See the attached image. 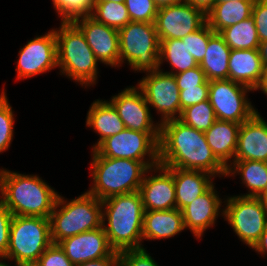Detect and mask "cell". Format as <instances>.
<instances>
[{
	"label": "cell",
	"mask_w": 267,
	"mask_h": 266,
	"mask_svg": "<svg viewBox=\"0 0 267 266\" xmlns=\"http://www.w3.org/2000/svg\"><path fill=\"white\" fill-rule=\"evenodd\" d=\"M159 165L183 170H201L226 177L227 167L209 147L204 132L178 119L160 124Z\"/></svg>",
	"instance_id": "6da1fadb"
},
{
	"label": "cell",
	"mask_w": 267,
	"mask_h": 266,
	"mask_svg": "<svg viewBox=\"0 0 267 266\" xmlns=\"http://www.w3.org/2000/svg\"><path fill=\"white\" fill-rule=\"evenodd\" d=\"M58 195L38 175L0 168V200L12 215L50 218Z\"/></svg>",
	"instance_id": "7a4b0ae2"
},
{
	"label": "cell",
	"mask_w": 267,
	"mask_h": 266,
	"mask_svg": "<svg viewBox=\"0 0 267 266\" xmlns=\"http://www.w3.org/2000/svg\"><path fill=\"white\" fill-rule=\"evenodd\" d=\"M144 211L139 191L102 200V226L115 252L144 248Z\"/></svg>",
	"instance_id": "3957f363"
},
{
	"label": "cell",
	"mask_w": 267,
	"mask_h": 266,
	"mask_svg": "<svg viewBox=\"0 0 267 266\" xmlns=\"http://www.w3.org/2000/svg\"><path fill=\"white\" fill-rule=\"evenodd\" d=\"M90 176L92 184L86 192L99 200L114 195L139 191L148 168L138 160L101 156L92 150Z\"/></svg>",
	"instance_id": "277c9868"
},
{
	"label": "cell",
	"mask_w": 267,
	"mask_h": 266,
	"mask_svg": "<svg viewBox=\"0 0 267 266\" xmlns=\"http://www.w3.org/2000/svg\"><path fill=\"white\" fill-rule=\"evenodd\" d=\"M54 31L57 39L59 74L85 88L96 85L99 61L87 44L82 31L73 22H61L60 27Z\"/></svg>",
	"instance_id": "5b68a950"
},
{
	"label": "cell",
	"mask_w": 267,
	"mask_h": 266,
	"mask_svg": "<svg viewBox=\"0 0 267 266\" xmlns=\"http://www.w3.org/2000/svg\"><path fill=\"white\" fill-rule=\"evenodd\" d=\"M58 195L50 215L52 243L102 227V201L84 192L68 201ZM60 208V209H59Z\"/></svg>",
	"instance_id": "8992f818"
},
{
	"label": "cell",
	"mask_w": 267,
	"mask_h": 266,
	"mask_svg": "<svg viewBox=\"0 0 267 266\" xmlns=\"http://www.w3.org/2000/svg\"><path fill=\"white\" fill-rule=\"evenodd\" d=\"M51 244L50 218L13 215L5 258L33 266Z\"/></svg>",
	"instance_id": "52a82bcc"
},
{
	"label": "cell",
	"mask_w": 267,
	"mask_h": 266,
	"mask_svg": "<svg viewBox=\"0 0 267 266\" xmlns=\"http://www.w3.org/2000/svg\"><path fill=\"white\" fill-rule=\"evenodd\" d=\"M120 66H128L137 72L159 69L160 40L155 23L130 21L118 30Z\"/></svg>",
	"instance_id": "ba28073f"
},
{
	"label": "cell",
	"mask_w": 267,
	"mask_h": 266,
	"mask_svg": "<svg viewBox=\"0 0 267 266\" xmlns=\"http://www.w3.org/2000/svg\"><path fill=\"white\" fill-rule=\"evenodd\" d=\"M223 218L250 249L267 227V209L259 197L226 196Z\"/></svg>",
	"instance_id": "9c48e42d"
},
{
	"label": "cell",
	"mask_w": 267,
	"mask_h": 266,
	"mask_svg": "<svg viewBox=\"0 0 267 266\" xmlns=\"http://www.w3.org/2000/svg\"><path fill=\"white\" fill-rule=\"evenodd\" d=\"M160 133L125 128L103 140L95 150L103 157L141 161L148 169L159 165Z\"/></svg>",
	"instance_id": "30bf717a"
},
{
	"label": "cell",
	"mask_w": 267,
	"mask_h": 266,
	"mask_svg": "<svg viewBox=\"0 0 267 266\" xmlns=\"http://www.w3.org/2000/svg\"><path fill=\"white\" fill-rule=\"evenodd\" d=\"M252 89L232 80L209 81V101L218 120L242 124L258 109L254 108L247 93Z\"/></svg>",
	"instance_id": "8fae6325"
},
{
	"label": "cell",
	"mask_w": 267,
	"mask_h": 266,
	"mask_svg": "<svg viewBox=\"0 0 267 266\" xmlns=\"http://www.w3.org/2000/svg\"><path fill=\"white\" fill-rule=\"evenodd\" d=\"M149 107L157 110L161 124L180 117V91L173 74L163 69L146 72L137 83Z\"/></svg>",
	"instance_id": "7c38bea8"
},
{
	"label": "cell",
	"mask_w": 267,
	"mask_h": 266,
	"mask_svg": "<svg viewBox=\"0 0 267 266\" xmlns=\"http://www.w3.org/2000/svg\"><path fill=\"white\" fill-rule=\"evenodd\" d=\"M16 79L24 80L54 70L57 66V39L54 28L30 39L20 48Z\"/></svg>",
	"instance_id": "4fadbf2b"
},
{
	"label": "cell",
	"mask_w": 267,
	"mask_h": 266,
	"mask_svg": "<svg viewBox=\"0 0 267 266\" xmlns=\"http://www.w3.org/2000/svg\"><path fill=\"white\" fill-rule=\"evenodd\" d=\"M207 22L206 14L189 3L158 8L155 26L159 40L182 39Z\"/></svg>",
	"instance_id": "5bb4252c"
},
{
	"label": "cell",
	"mask_w": 267,
	"mask_h": 266,
	"mask_svg": "<svg viewBox=\"0 0 267 266\" xmlns=\"http://www.w3.org/2000/svg\"><path fill=\"white\" fill-rule=\"evenodd\" d=\"M125 128L143 133H160V123L153 120L151 109L138 86H127L109 101Z\"/></svg>",
	"instance_id": "9a60e30c"
},
{
	"label": "cell",
	"mask_w": 267,
	"mask_h": 266,
	"mask_svg": "<svg viewBox=\"0 0 267 266\" xmlns=\"http://www.w3.org/2000/svg\"><path fill=\"white\" fill-rule=\"evenodd\" d=\"M83 33L96 59L110 67H120L118 30L96 21L91 16H83L72 21Z\"/></svg>",
	"instance_id": "2e32d148"
},
{
	"label": "cell",
	"mask_w": 267,
	"mask_h": 266,
	"mask_svg": "<svg viewBox=\"0 0 267 266\" xmlns=\"http://www.w3.org/2000/svg\"><path fill=\"white\" fill-rule=\"evenodd\" d=\"M139 193L145 211L175 209L173 168L162 165L149 168L144 174Z\"/></svg>",
	"instance_id": "e0dca14e"
},
{
	"label": "cell",
	"mask_w": 267,
	"mask_h": 266,
	"mask_svg": "<svg viewBox=\"0 0 267 266\" xmlns=\"http://www.w3.org/2000/svg\"><path fill=\"white\" fill-rule=\"evenodd\" d=\"M218 193L214 183L182 210L185 230H190L197 239H202L204 232L215 226L219 216L223 217L222 204L225 199L219 198L221 196Z\"/></svg>",
	"instance_id": "ac0fdd59"
},
{
	"label": "cell",
	"mask_w": 267,
	"mask_h": 266,
	"mask_svg": "<svg viewBox=\"0 0 267 266\" xmlns=\"http://www.w3.org/2000/svg\"><path fill=\"white\" fill-rule=\"evenodd\" d=\"M58 244L74 265L105 257H119L118 252L109 245L103 226L66 238Z\"/></svg>",
	"instance_id": "d6986e66"
},
{
	"label": "cell",
	"mask_w": 267,
	"mask_h": 266,
	"mask_svg": "<svg viewBox=\"0 0 267 266\" xmlns=\"http://www.w3.org/2000/svg\"><path fill=\"white\" fill-rule=\"evenodd\" d=\"M244 160L267 163V122L258 111L240 125L234 161Z\"/></svg>",
	"instance_id": "ffe728a7"
},
{
	"label": "cell",
	"mask_w": 267,
	"mask_h": 266,
	"mask_svg": "<svg viewBox=\"0 0 267 266\" xmlns=\"http://www.w3.org/2000/svg\"><path fill=\"white\" fill-rule=\"evenodd\" d=\"M264 65L259 49L231 50L229 80L247 86L254 91L262 82Z\"/></svg>",
	"instance_id": "44dd1931"
},
{
	"label": "cell",
	"mask_w": 267,
	"mask_h": 266,
	"mask_svg": "<svg viewBox=\"0 0 267 266\" xmlns=\"http://www.w3.org/2000/svg\"><path fill=\"white\" fill-rule=\"evenodd\" d=\"M176 208L183 210L188 204L205 193L214 183L212 174L201 170L173 168Z\"/></svg>",
	"instance_id": "7402d4cb"
},
{
	"label": "cell",
	"mask_w": 267,
	"mask_h": 266,
	"mask_svg": "<svg viewBox=\"0 0 267 266\" xmlns=\"http://www.w3.org/2000/svg\"><path fill=\"white\" fill-rule=\"evenodd\" d=\"M185 230L183 214L177 208L171 210L144 211L143 240L172 238Z\"/></svg>",
	"instance_id": "603a6c76"
},
{
	"label": "cell",
	"mask_w": 267,
	"mask_h": 266,
	"mask_svg": "<svg viewBox=\"0 0 267 266\" xmlns=\"http://www.w3.org/2000/svg\"><path fill=\"white\" fill-rule=\"evenodd\" d=\"M240 125L233 121L217 119L204 132L209 147L226 167L234 161Z\"/></svg>",
	"instance_id": "cb8c5ba5"
},
{
	"label": "cell",
	"mask_w": 267,
	"mask_h": 266,
	"mask_svg": "<svg viewBox=\"0 0 267 266\" xmlns=\"http://www.w3.org/2000/svg\"><path fill=\"white\" fill-rule=\"evenodd\" d=\"M86 127L92 128L99 139L92 146L94 150L107 137L116 135L125 129L116 109L108 100L96 99L87 112Z\"/></svg>",
	"instance_id": "d4e9b609"
},
{
	"label": "cell",
	"mask_w": 267,
	"mask_h": 266,
	"mask_svg": "<svg viewBox=\"0 0 267 266\" xmlns=\"http://www.w3.org/2000/svg\"><path fill=\"white\" fill-rule=\"evenodd\" d=\"M239 175L248 192L244 197H260L267 189V163L262 161H233L227 167L226 177Z\"/></svg>",
	"instance_id": "484cf974"
},
{
	"label": "cell",
	"mask_w": 267,
	"mask_h": 266,
	"mask_svg": "<svg viewBox=\"0 0 267 266\" xmlns=\"http://www.w3.org/2000/svg\"><path fill=\"white\" fill-rule=\"evenodd\" d=\"M230 54L231 49L225 43L224 38L219 33H215L209 39L204 58L199 64L205 72L207 80L229 79Z\"/></svg>",
	"instance_id": "4316f807"
},
{
	"label": "cell",
	"mask_w": 267,
	"mask_h": 266,
	"mask_svg": "<svg viewBox=\"0 0 267 266\" xmlns=\"http://www.w3.org/2000/svg\"><path fill=\"white\" fill-rule=\"evenodd\" d=\"M255 1L229 0L215 3L206 14L207 23L215 33L237 24L252 16V8Z\"/></svg>",
	"instance_id": "83f0119b"
},
{
	"label": "cell",
	"mask_w": 267,
	"mask_h": 266,
	"mask_svg": "<svg viewBox=\"0 0 267 266\" xmlns=\"http://www.w3.org/2000/svg\"><path fill=\"white\" fill-rule=\"evenodd\" d=\"M164 62H168L171 68L170 71H164L170 74H178L198 67L199 64L195 58L188 52L186 40L168 39L160 40L159 52V69Z\"/></svg>",
	"instance_id": "f1b7e54d"
},
{
	"label": "cell",
	"mask_w": 267,
	"mask_h": 266,
	"mask_svg": "<svg viewBox=\"0 0 267 266\" xmlns=\"http://www.w3.org/2000/svg\"><path fill=\"white\" fill-rule=\"evenodd\" d=\"M219 34L231 50L259 49L260 41L252 16L223 29Z\"/></svg>",
	"instance_id": "f546056e"
},
{
	"label": "cell",
	"mask_w": 267,
	"mask_h": 266,
	"mask_svg": "<svg viewBox=\"0 0 267 266\" xmlns=\"http://www.w3.org/2000/svg\"><path fill=\"white\" fill-rule=\"evenodd\" d=\"M90 16L96 21L116 30H120L131 21L125 3H115L112 1L94 2L93 11Z\"/></svg>",
	"instance_id": "4dcf8cb0"
},
{
	"label": "cell",
	"mask_w": 267,
	"mask_h": 266,
	"mask_svg": "<svg viewBox=\"0 0 267 266\" xmlns=\"http://www.w3.org/2000/svg\"><path fill=\"white\" fill-rule=\"evenodd\" d=\"M178 120L198 131L206 132L217 118L208 99L183 109Z\"/></svg>",
	"instance_id": "1f68e13d"
},
{
	"label": "cell",
	"mask_w": 267,
	"mask_h": 266,
	"mask_svg": "<svg viewBox=\"0 0 267 266\" xmlns=\"http://www.w3.org/2000/svg\"><path fill=\"white\" fill-rule=\"evenodd\" d=\"M60 22H72L83 16H90L94 0H52Z\"/></svg>",
	"instance_id": "d6a6232c"
},
{
	"label": "cell",
	"mask_w": 267,
	"mask_h": 266,
	"mask_svg": "<svg viewBox=\"0 0 267 266\" xmlns=\"http://www.w3.org/2000/svg\"><path fill=\"white\" fill-rule=\"evenodd\" d=\"M3 87L0 94V154L7 151L14 137V111L8 102L6 91Z\"/></svg>",
	"instance_id": "836d02e7"
},
{
	"label": "cell",
	"mask_w": 267,
	"mask_h": 266,
	"mask_svg": "<svg viewBox=\"0 0 267 266\" xmlns=\"http://www.w3.org/2000/svg\"><path fill=\"white\" fill-rule=\"evenodd\" d=\"M214 34V30L206 22L200 29L181 39L186 40L188 52L195 58L198 64L203 60L209 39Z\"/></svg>",
	"instance_id": "e575fe53"
},
{
	"label": "cell",
	"mask_w": 267,
	"mask_h": 266,
	"mask_svg": "<svg viewBox=\"0 0 267 266\" xmlns=\"http://www.w3.org/2000/svg\"><path fill=\"white\" fill-rule=\"evenodd\" d=\"M131 21L155 23L158 6L154 0H125Z\"/></svg>",
	"instance_id": "d590c367"
},
{
	"label": "cell",
	"mask_w": 267,
	"mask_h": 266,
	"mask_svg": "<svg viewBox=\"0 0 267 266\" xmlns=\"http://www.w3.org/2000/svg\"><path fill=\"white\" fill-rule=\"evenodd\" d=\"M119 266H159L146 248L118 252Z\"/></svg>",
	"instance_id": "8d00e7d4"
},
{
	"label": "cell",
	"mask_w": 267,
	"mask_h": 266,
	"mask_svg": "<svg viewBox=\"0 0 267 266\" xmlns=\"http://www.w3.org/2000/svg\"><path fill=\"white\" fill-rule=\"evenodd\" d=\"M33 266H74L59 244L52 243Z\"/></svg>",
	"instance_id": "74e56055"
},
{
	"label": "cell",
	"mask_w": 267,
	"mask_h": 266,
	"mask_svg": "<svg viewBox=\"0 0 267 266\" xmlns=\"http://www.w3.org/2000/svg\"><path fill=\"white\" fill-rule=\"evenodd\" d=\"M209 80L196 87L186 88L180 91V114L181 111L189 106L208 100Z\"/></svg>",
	"instance_id": "f35d334b"
},
{
	"label": "cell",
	"mask_w": 267,
	"mask_h": 266,
	"mask_svg": "<svg viewBox=\"0 0 267 266\" xmlns=\"http://www.w3.org/2000/svg\"><path fill=\"white\" fill-rule=\"evenodd\" d=\"M174 77L179 91L186 90V88L200 86L207 81L205 72L200 68V66L174 74Z\"/></svg>",
	"instance_id": "ab89813d"
},
{
	"label": "cell",
	"mask_w": 267,
	"mask_h": 266,
	"mask_svg": "<svg viewBox=\"0 0 267 266\" xmlns=\"http://www.w3.org/2000/svg\"><path fill=\"white\" fill-rule=\"evenodd\" d=\"M252 17L260 42L267 41V0H256L252 8Z\"/></svg>",
	"instance_id": "60d3db41"
},
{
	"label": "cell",
	"mask_w": 267,
	"mask_h": 266,
	"mask_svg": "<svg viewBox=\"0 0 267 266\" xmlns=\"http://www.w3.org/2000/svg\"><path fill=\"white\" fill-rule=\"evenodd\" d=\"M13 215L0 200V257L6 256Z\"/></svg>",
	"instance_id": "b9f144b4"
},
{
	"label": "cell",
	"mask_w": 267,
	"mask_h": 266,
	"mask_svg": "<svg viewBox=\"0 0 267 266\" xmlns=\"http://www.w3.org/2000/svg\"><path fill=\"white\" fill-rule=\"evenodd\" d=\"M74 266H119V257H105L90 260Z\"/></svg>",
	"instance_id": "7bdbcfd3"
},
{
	"label": "cell",
	"mask_w": 267,
	"mask_h": 266,
	"mask_svg": "<svg viewBox=\"0 0 267 266\" xmlns=\"http://www.w3.org/2000/svg\"><path fill=\"white\" fill-rule=\"evenodd\" d=\"M186 3L191 4L192 6L202 10L207 14L216 3V0H185Z\"/></svg>",
	"instance_id": "ee69618b"
},
{
	"label": "cell",
	"mask_w": 267,
	"mask_h": 266,
	"mask_svg": "<svg viewBox=\"0 0 267 266\" xmlns=\"http://www.w3.org/2000/svg\"><path fill=\"white\" fill-rule=\"evenodd\" d=\"M252 249L255 250L259 255L261 254L263 257L267 255V227Z\"/></svg>",
	"instance_id": "f6af8a7d"
},
{
	"label": "cell",
	"mask_w": 267,
	"mask_h": 266,
	"mask_svg": "<svg viewBox=\"0 0 267 266\" xmlns=\"http://www.w3.org/2000/svg\"><path fill=\"white\" fill-rule=\"evenodd\" d=\"M259 52H260V57L262 58L263 65L264 67H266L267 66V41L260 42Z\"/></svg>",
	"instance_id": "bcb514c9"
},
{
	"label": "cell",
	"mask_w": 267,
	"mask_h": 266,
	"mask_svg": "<svg viewBox=\"0 0 267 266\" xmlns=\"http://www.w3.org/2000/svg\"><path fill=\"white\" fill-rule=\"evenodd\" d=\"M158 7L184 3L185 0H154Z\"/></svg>",
	"instance_id": "7dc6e473"
},
{
	"label": "cell",
	"mask_w": 267,
	"mask_h": 266,
	"mask_svg": "<svg viewBox=\"0 0 267 266\" xmlns=\"http://www.w3.org/2000/svg\"><path fill=\"white\" fill-rule=\"evenodd\" d=\"M258 90H261L263 94L267 95V66L264 67L263 79Z\"/></svg>",
	"instance_id": "c3c4849f"
},
{
	"label": "cell",
	"mask_w": 267,
	"mask_h": 266,
	"mask_svg": "<svg viewBox=\"0 0 267 266\" xmlns=\"http://www.w3.org/2000/svg\"><path fill=\"white\" fill-rule=\"evenodd\" d=\"M263 203V206L267 209V189L263 192V194L259 197Z\"/></svg>",
	"instance_id": "681fc988"
},
{
	"label": "cell",
	"mask_w": 267,
	"mask_h": 266,
	"mask_svg": "<svg viewBox=\"0 0 267 266\" xmlns=\"http://www.w3.org/2000/svg\"><path fill=\"white\" fill-rule=\"evenodd\" d=\"M6 260L8 259L5 257H0V266H17V265H11L10 263H7L8 261Z\"/></svg>",
	"instance_id": "f907efd6"
},
{
	"label": "cell",
	"mask_w": 267,
	"mask_h": 266,
	"mask_svg": "<svg viewBox=\"0 0 267 266\" xmlns=\"http://www.w3.org/2000/svg\"><path fill=\"white\" fill-rule=\"evenodd\" d=\"M115 2V3H124L125 0H94V2Z\"/></svg>",
	"instance_id": "816d5d0a"
},
{
	"label": "cell",
	"mask_w": 267,
	"mask_h": 266,
	"mask_svg": "<svg viewBox=\"0 0 267 266\" xmlns=\"http://www.w3.org/2000/svg\"><path fill=\"white\" fill-rule=\"evenodd\" d=\"M229 0H216V3L227 2ZM240 1H256V0H240Z\"/></svg>",
	"instance_id": "f5cc1de1"
}]
</instances>
